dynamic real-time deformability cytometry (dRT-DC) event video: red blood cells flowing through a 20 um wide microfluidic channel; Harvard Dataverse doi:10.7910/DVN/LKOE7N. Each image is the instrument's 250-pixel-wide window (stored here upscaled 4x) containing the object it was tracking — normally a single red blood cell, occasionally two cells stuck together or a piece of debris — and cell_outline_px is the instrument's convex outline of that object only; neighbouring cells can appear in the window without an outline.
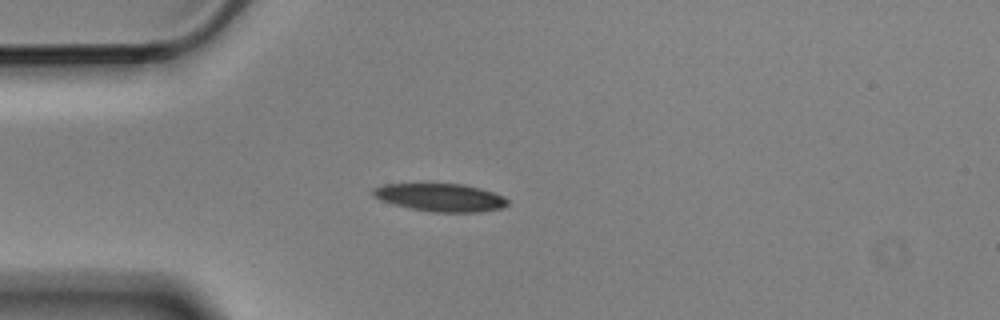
{"species": "Egyptian fruit bat (a non-hibernating species)", "species_latin": "Rousettus aegyptiacus", "temperature_condition": "cold", "stored_images_in_passage": 1, "camera_frame_rate_fps": 3000, "um_per_image_px": 0.085, "animal": {"sex": "male"}, "frame": {"image": 1, "passage_image": 1, "time_ms": 0.0, "image_size_px": [1000, 320], "cell_outline_px": [[508, 204], [500, 208], [480, 212], [432, 212], [412, 208], [396, 204], [384, 200], [376, 196], [372, 192], [372, 188], [384, 184], [464, 184], [480, 188], [504, 196], [508, 200]], "centroid_in_image_um": [37.49, 16.78], "position_along_channel_um": 47.5, "area_um2": 21.5}}